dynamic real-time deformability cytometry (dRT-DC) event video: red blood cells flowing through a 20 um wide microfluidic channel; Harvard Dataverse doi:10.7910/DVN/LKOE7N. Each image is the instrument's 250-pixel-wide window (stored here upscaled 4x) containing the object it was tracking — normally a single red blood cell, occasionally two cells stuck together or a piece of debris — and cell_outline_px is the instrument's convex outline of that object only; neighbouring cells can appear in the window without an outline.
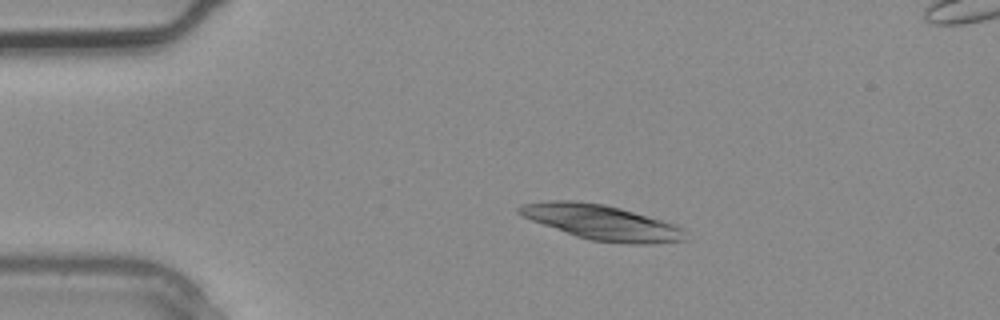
{"species": "common noctule bat (a hibernating species)", "species_latin": "Nyctalus noctula", "temperature_condition": "warm", "stored_images_in_passage": 3, "camera_frame_rate_fps": 3000, "um_per_image_px": 0.085, "animal": {"sex": "male", "body_mass_g": 20.4}, "frame": {"image": 1, "passage_image": 1, "time_ms": 0.0, "image_size_px": [1000, 320], "cell_outline_px": [[688, 240], [652, 244], [632, 244], [592, 240], [576, 236], [520, 216], [516, 212], [516, 208], [520, 204], [548, 200], [576, 200], [604, 204], [620, 208], [676, 224], [684, 228]], "centroid_in_image_um": [51.14, 18.89], "position_along_channel_um": 33.9, "area_um2": 34.1}}